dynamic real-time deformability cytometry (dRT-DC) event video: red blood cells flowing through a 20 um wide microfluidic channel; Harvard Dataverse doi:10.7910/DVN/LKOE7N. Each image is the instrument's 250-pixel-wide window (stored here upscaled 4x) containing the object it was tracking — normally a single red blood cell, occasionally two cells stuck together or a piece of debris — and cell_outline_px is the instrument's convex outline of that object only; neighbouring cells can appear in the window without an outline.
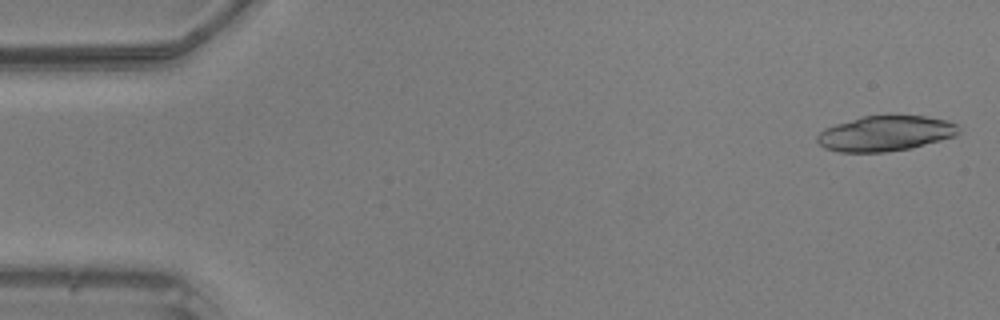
{"species": "common noctule bat (a hibernating species)", "species_latin": "Nyctalus noctula", "temperature_condition": "warm", "stored_images_in_passage": 15, "camera_frame_rate_fps": 3000, "um_per_image_px": 0.085, "animal": {"sex": "male", "body_mass_g": 20.5, "forearm_length_mm": 52.5}, "frame": {"image": 1, "passage_image": 1, "time_ms": 0.0, "image_size_px": [1000, 320], "cell_outline_px": [[960, 132], [952, 136], [940, 140], [912, 148], [884, 152], [840, 152], [824, 148], [816, 140], [816, 136], [824, 128], [836, 124], [864, 116], [924, 116], [948, 120], [956, 124], [960, 128]], "centroid_in_image_um": [75.25, 11.35], "position_along_channel_um": 9.8, "area_um2": 28.9}}